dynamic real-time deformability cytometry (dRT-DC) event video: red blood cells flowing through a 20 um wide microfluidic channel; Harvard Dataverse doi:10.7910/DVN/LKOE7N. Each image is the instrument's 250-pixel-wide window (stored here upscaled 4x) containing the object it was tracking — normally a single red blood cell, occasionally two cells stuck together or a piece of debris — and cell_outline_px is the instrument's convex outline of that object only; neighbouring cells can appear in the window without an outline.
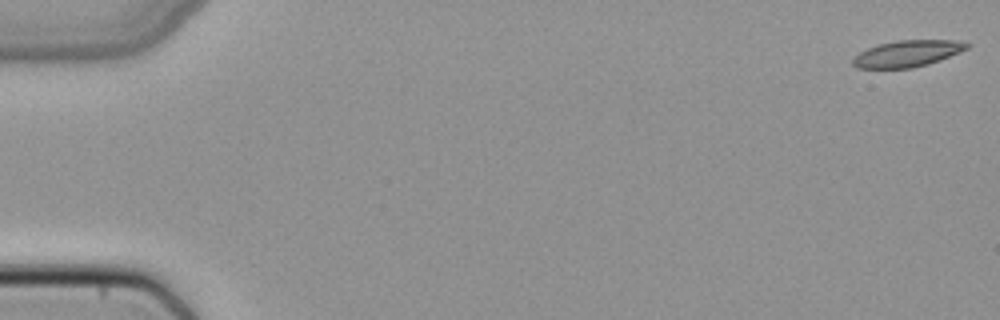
{"species": "common noctule bat (a hibernating species)", "species_latin": "Nyctalus noctula", "temperature_condition": "cold", "stored_images_in_passage": 50, "camera_frame_rate_fps": 3000, "um_per_image_px": 0.085, "animal": {"sex": "female", "body_mass_g": 22.7, "forearm_length_mm": 54.2}, "frame": {"image": 1, "passage_image": 1, "time_ms": 0.0, "image_size_px": [1000, 320], "cell_outline_px": [[972, 44], [968, 48], [960, 52], [940, 60], [928, 64], [912, 68], [856, 68], [852, 64], [852, 60], [860, 52], [868, 48], [880, 44], [896, 40], [956, 40]], "centroid_in_image_um": [77.15, 4.55], "position_along_channel_um": 7.8, "area_um2": 17.57}}
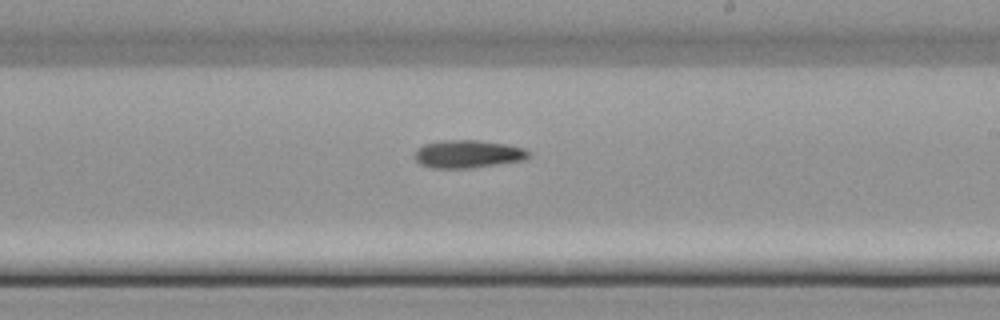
{"frame": {"image": 2, "passage_image": 30, "time_ms": 9.667, "image_size_px": [1000, 320], "cell_outline_px": [[532, 156], [524, 160], [472, 168], [432, 168], [420, 164], [416, 160], [416, 148], [424, 144], [444, 140], [480, 140], [508, 144], [524, 148], [532, 152]], "centroid_in_image_um": [39.83, 13.09], "position_along_channel_um": 249.2, "area_um2": 18.73}}
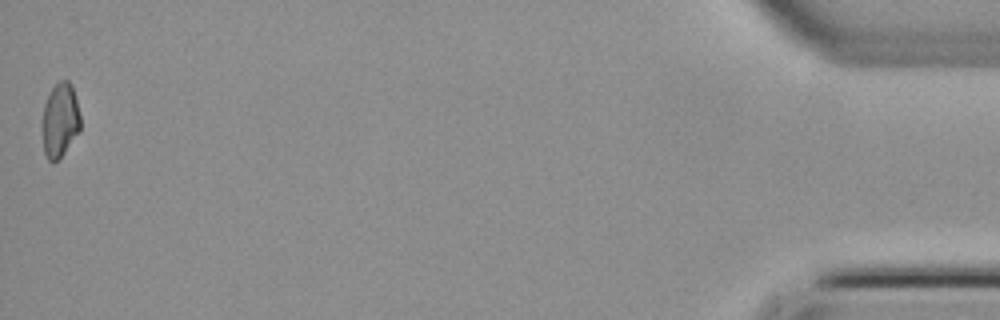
{"frame": {"image": 3, "passage_image": 50, "time_ms": 16.333, "image_size_px": [1000, 320], "cell_outline_px": [[80, 132], [64, 152], [52, 164], [48, 160], [44, 152], [44, 104], [52, 88], [60, 80], [68, 80], [72, 84], [80, 116]], "centroid_in_image_um": [5.13, 10.21], "position_along_channel_um": 430.1, "area_um2": 16.13}}